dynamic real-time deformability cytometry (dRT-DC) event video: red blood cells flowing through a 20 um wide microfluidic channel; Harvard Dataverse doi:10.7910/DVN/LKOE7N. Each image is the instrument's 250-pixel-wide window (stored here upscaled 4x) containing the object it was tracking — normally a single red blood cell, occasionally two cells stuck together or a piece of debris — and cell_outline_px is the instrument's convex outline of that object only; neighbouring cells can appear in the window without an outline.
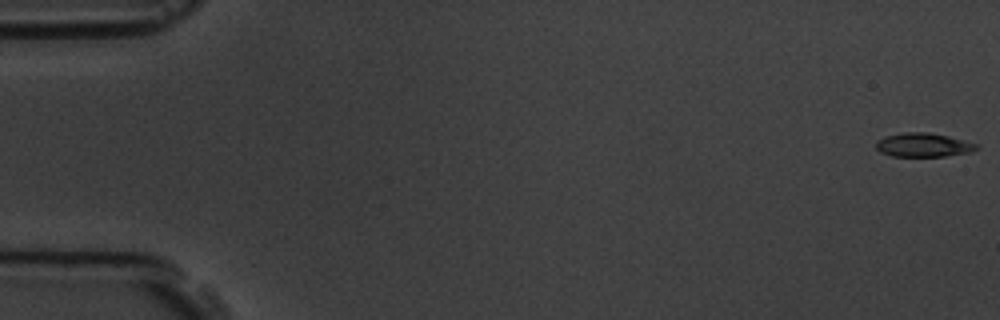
{"species": "common noctule bat (a hibernating species)", "species_latin": "Nyctalus noctula", "temperature_condition": "room temperature", "stored_images_in_passage": 7, "camera_frame_rate_fps": 3000, "um_per_image_px": 0.085, "animal": {"sex": "male", "body_mass_g": 19.5, "forearm_length_mm": 54.6}, "frame": {"image": 1, "passage_image": 1, "time_ms": 0.0, "image_size_px": [1000, 320], "cell_outline_px": [[980, 148], [972, 152], [944, 156], [892, 156], [880, 152], [876, 148], [876, 140], [884, 136], [904, 132], [928, 132], [948, 136], [980, 144]], "centroid_in_image_um": [78.51, 12.32], "position_along_channel_um": 6.5, "area_um2": 14.16}}
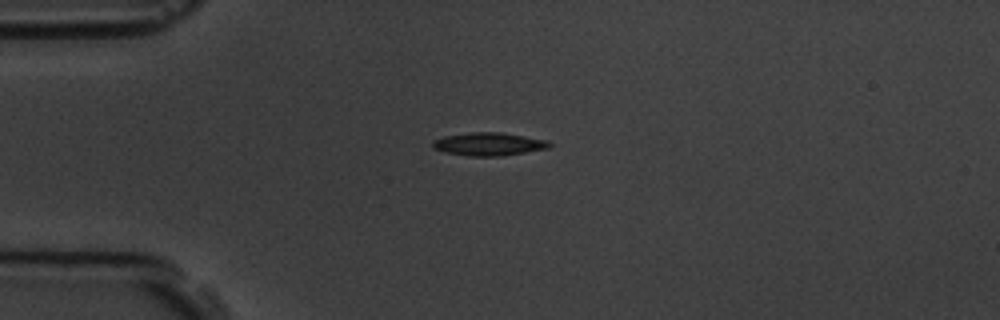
{"frame": {"image": 2, "passage_image": 5, "time_ms": 4.667, "image_size_px": [1000, 320], "cell_outline_px": [[552, 144], [548, 148], [500, 156], [472, 156], [444, 152], [432, 148], [432, 140], [444, 136], [472, 132], [500, 132], [548, 140]], "centroid_in_image_um": [41.51, 12.24], "position_along_channel_um": 43.5, "area_um2": 15.61}}
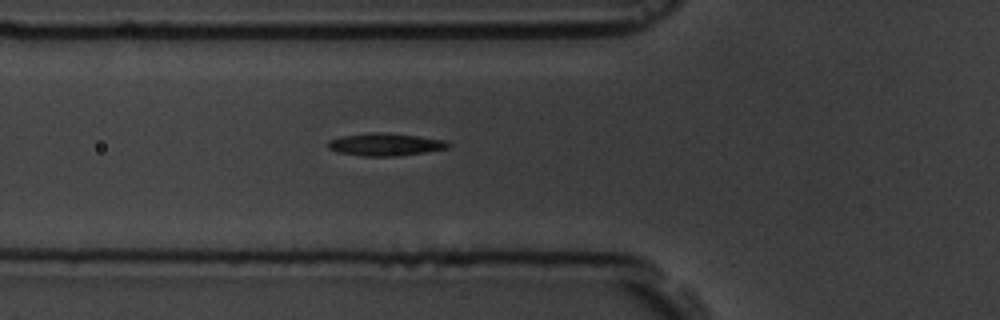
{"frame": {"image": 3, "passage_image": 7, "time_ms": 6.667, "image_size_px": [1000, 320], "cell_outline_px": [[452, 144], [448, 148], [400, 156], [364, 156], [340, 152], [328, 148], [328, 140], [340, 136], [372, 132], [376, 132], [416, 136], [448, 140]], "centroid_in_image_um": [32.78, 12.28], "position_along_channel_um": 93.0, "area_um2": 15.72}}